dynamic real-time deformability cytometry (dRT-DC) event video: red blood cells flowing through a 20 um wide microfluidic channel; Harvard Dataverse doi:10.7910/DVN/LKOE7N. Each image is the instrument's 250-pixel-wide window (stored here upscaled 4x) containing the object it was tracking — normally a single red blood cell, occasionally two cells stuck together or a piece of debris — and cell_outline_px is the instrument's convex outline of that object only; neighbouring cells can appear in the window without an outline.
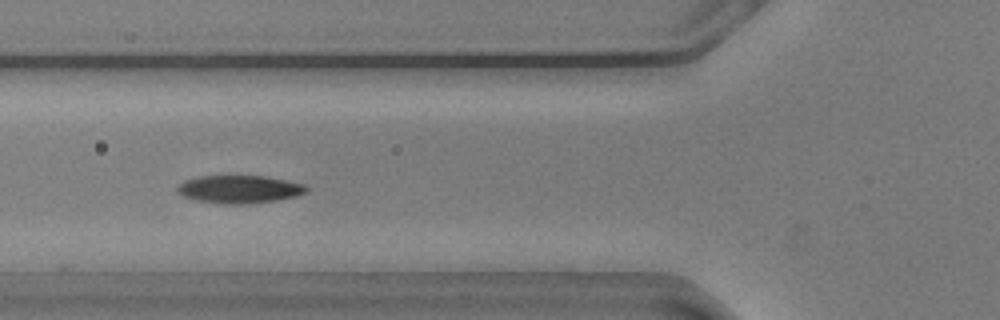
{"species": "common noctule bat (a hibernating species)", "species_latin": "Nyctalus noctula", "temperature_condition": "warm", "stored_images_in_passage": 46, "segment_of_instrument_passage": [1, 2], "camera_frame_rate_fps": 3000, "um_per_image_px": 0.085, "animal": {"sex": "male", "body_mass_g": 20.5, "forearm_length_mm": 52.5}, "frame": {"image": 1, "passage_image": 9, "time_ms": 2.667, "image_size_px": [1000, 320], "cell_outline_px": [[308, 192], [296, 196], [276, 200], [248, 204], [224, 204], [196, 200], [184, 196], [176, 192], [176, 188], [184, 180], [200, 176], [264, 176], [288, 180], [304, 184], [308, 188]], "centroid_in_image_um": [20.36, 16.08], "position_along_channel_um": 105.4, "area_um2": 21.04}}
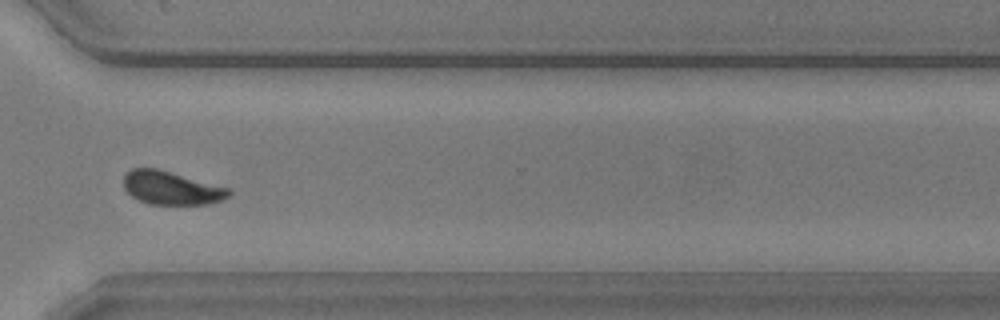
{"frame": {"image": 2, "passage_image": 30, "time_ms": 9.667, "image_size_px": [1000, 320], "cell_outline_px": [[232, 192], [228, 196], [220, 200], [208, 204], [148, 204], [132, 196], [124, 188], [124, 176], [132, 168], [156, 168], [228, 188]], "centroid_in_image_um": [14.53, 15.98], "position_along_channel_um": 356.1, "area_um2": 20.06}}
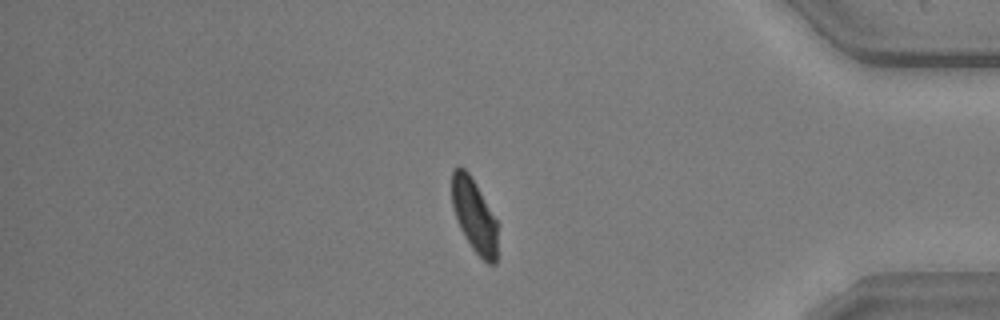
{"frame": {"image": 3, "passage_image": 36, "time_ms": 11.667, "image_size_px": [1000, 320], "cell_outline_px": [[496, 264], [488, 264], [472, 248], [464, 236], [460, 228], [452, 208], [452, 168], [464, 168], [468, 172], [476, 184], [496, 220]], "centroid_in_image_um": [40.28, 18.32], "position_along_channel_um": 394.9, "area_um2": 19.19}}